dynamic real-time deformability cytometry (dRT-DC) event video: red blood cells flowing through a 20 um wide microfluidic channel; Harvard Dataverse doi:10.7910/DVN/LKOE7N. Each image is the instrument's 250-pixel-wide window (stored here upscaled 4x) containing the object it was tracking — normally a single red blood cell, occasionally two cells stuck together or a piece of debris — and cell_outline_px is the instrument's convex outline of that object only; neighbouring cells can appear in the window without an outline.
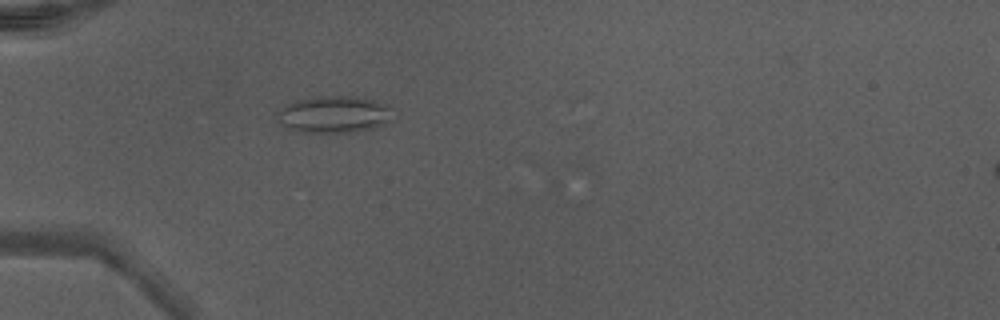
{"species": "Egyptian fruit bat (a non-hibernating species)", "species_latin": "Rousettus aegyptiacus", "temperature_condition": "warm", "stored_images_in_passage": 4, "camera_frame_rate_fps": 3000, "um_per_image_px": 0.085, "animal": {"sex": "male"}, "frame": {"image": 1, "passage_image": 1, "time_ms": 0.0, "image_size_px": [1000, 320], "cell_outline_px": [[392, 108], [384, 124], [376, 128], [356, 132], [304, 132], [288, 128], [280, 124], [276, 112], [288, 104], [300, 100], [316, 96], [356, 96], [376, 100]], "centroid_in_image_um": [28.38, 9.72], "position_along_channel_um": 56.6, "area_um2": 24.62}}